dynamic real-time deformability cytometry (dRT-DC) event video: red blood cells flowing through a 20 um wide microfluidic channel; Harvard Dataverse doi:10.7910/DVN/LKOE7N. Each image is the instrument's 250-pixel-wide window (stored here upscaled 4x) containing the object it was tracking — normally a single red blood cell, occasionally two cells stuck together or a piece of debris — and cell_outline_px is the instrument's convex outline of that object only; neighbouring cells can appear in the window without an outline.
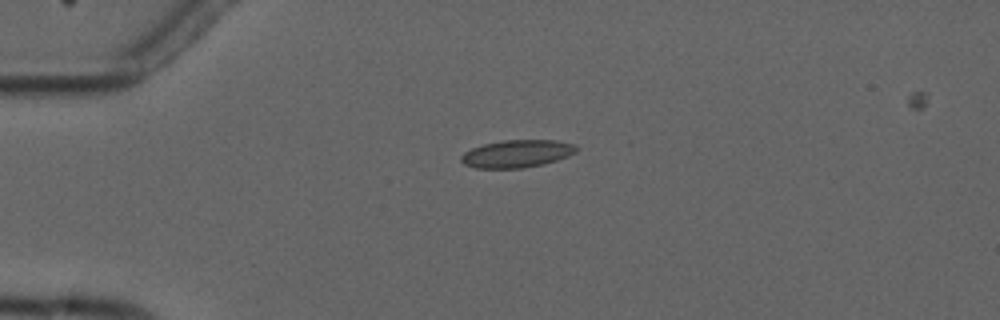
{"species": "common noctule bat (a hibernating species)", "species_latin": "Nyctalus noctula", "temperature_condition": "cold", "stored_images_in_passage": 5, "camera_frame_rate_fps": 3000, "um_per_image_px": 0.085, "animal": {"sex": "male", "forearm_length_mm": 52.5}, "frame": {"image": 1, "passage_image": 4, "time_ms": 3.333, "image_size_px": [1000, 320], "cell_outline_px": [[580, 148], [576, 152], [568, 156], [544, 164], [524, 168], [476, 168], [464, 164], [460, 160], [460, 156], [464, 152], [472, 148], [484, 144], [504, 140], [556, 140], [576, 144]], "centroid_in_image_um": [43.97, 13.06], "position_along_channel_um": 41.0, "area_um2": 18.67}}